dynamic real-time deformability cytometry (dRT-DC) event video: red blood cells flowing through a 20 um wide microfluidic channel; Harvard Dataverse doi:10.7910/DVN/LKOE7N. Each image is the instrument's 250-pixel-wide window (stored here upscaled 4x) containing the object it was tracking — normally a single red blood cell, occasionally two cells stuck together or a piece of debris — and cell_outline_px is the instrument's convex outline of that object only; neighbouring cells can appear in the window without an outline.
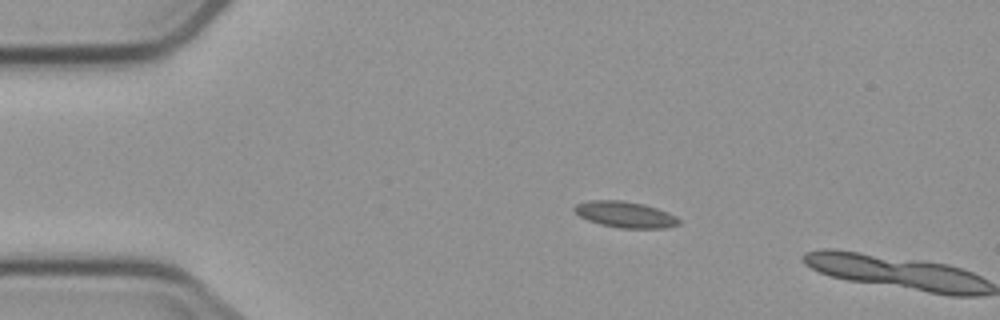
{"species": "common noctule bat (a hibernating species)", "species_latin": "Nyctalus noctula", "temperature_condition": "cold", "stored_images_in_passage": 4, "camera_frame_rate_fps": 3000, "um_per_image_px": 0.085, "animal": {"sex": "male", "body_mass_g": 23.1, "forearm_length_mm": 52.7}, "frame": {"image": 1, "passage_image": 3, "time_ms": 2.667, "image_size_px": [1000, 320], "cell_outline_px": [[680, 224], [664, 228], [620, 228], [600, 224], [588, 220], [580, 216], [572, 208], [576, 204], [588, 200], [620, 200], [644, 204], [668, 212], [676, 216], [680, 220]], "centroid_in_image_um": [53.14, 18.23], "position_along_channel_um": 31.9, "area_um2": 15.9}}